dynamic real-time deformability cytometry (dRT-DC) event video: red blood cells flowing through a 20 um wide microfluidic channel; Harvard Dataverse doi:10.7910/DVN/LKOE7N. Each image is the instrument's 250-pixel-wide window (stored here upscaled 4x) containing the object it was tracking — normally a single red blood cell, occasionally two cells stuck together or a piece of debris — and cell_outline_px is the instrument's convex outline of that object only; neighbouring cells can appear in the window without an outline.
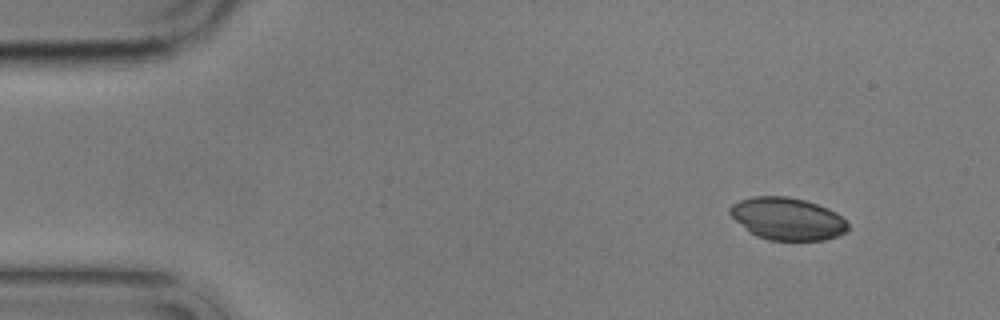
{"species": "common noctule bat (a hibernating species)", "species_latin": "Nyctalus noctula", "temperature_condition": "cold", "stored_images_in_passage": 5, "camera_frame_rate_fps": 3000, "um_per_image_px": 0.085, "animal": {"sex": "male", "body_mass_g": 17.9}, "frame": {"image": 1, "passage_image": 1, "time_ms": 0.0, "image_size_px": [1000, 320], "cell_outline_px": [[848, 232], [824, 240], [768, 240], [756, 236], [736, 220], [728, 212], [728, 208], [732, 204], [740, 200], [752, 196], [788, 196], [804, 200], [828, 208], [836, 212], [848, 224]], "centroid_in_image_um": [66.93, 18.59], "position_along_channel_um": 18.1, "area_um2": 29.02}}